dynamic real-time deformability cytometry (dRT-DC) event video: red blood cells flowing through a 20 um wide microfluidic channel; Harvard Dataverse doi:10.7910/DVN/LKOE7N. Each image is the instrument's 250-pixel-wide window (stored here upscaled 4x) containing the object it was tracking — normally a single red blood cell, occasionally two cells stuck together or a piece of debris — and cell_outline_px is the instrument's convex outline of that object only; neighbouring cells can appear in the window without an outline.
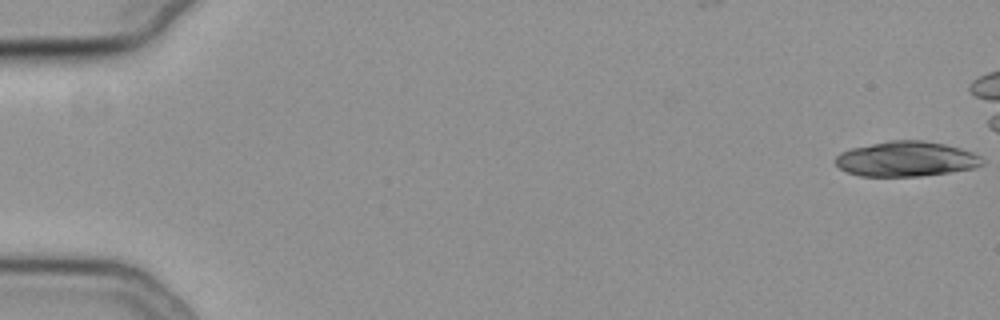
{"species": "common noctule bat (a hibernating species)", "species_latin": "Nyctalus noctula", "temperature_condition": "cold", "stored_images_in_passage": 43, "camera_frame_rate_fps": 3000, "um_per_image_px": 0.085, "animal": {"sex": "female", "body_mass_g": 19.3, "forearm_length_mm": 54.1}, "frame": {"image": 1, "passage_image": 1, "time_ms": 0.0, "image_size_px": [1000, 320], "cell_outline_px": [[984, 164], [972, 168], [948, 172], [920, 176], [860, 176], [848, 172], [840, 168], [836, 164], [836, 156], [840, 152], [852, 148], [892, 140], [924, 140], [944, 144], [960, 148], [972, 152], [980, 156], [984, 160]], "centroid_in_image_um": [77.03, 13.51], "position_along_channel_um": 8.0, "area_um2": 29.77}}